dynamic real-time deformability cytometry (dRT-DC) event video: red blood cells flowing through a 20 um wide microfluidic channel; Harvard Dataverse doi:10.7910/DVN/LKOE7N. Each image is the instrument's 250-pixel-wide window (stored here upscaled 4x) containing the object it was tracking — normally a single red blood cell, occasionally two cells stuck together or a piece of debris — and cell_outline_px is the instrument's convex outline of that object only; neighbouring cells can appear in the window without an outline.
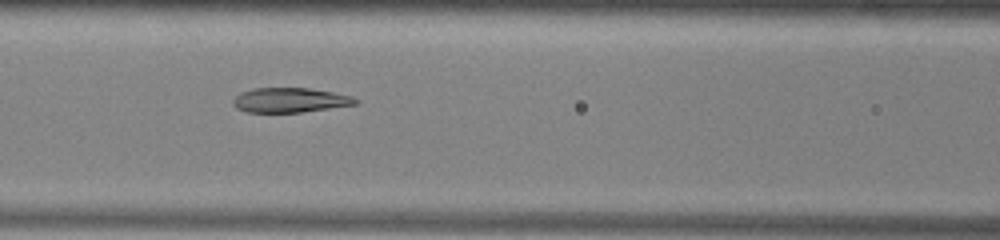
{"species": "common noctule bat (a hibernating species)", "species_latin": "Nyctalus noctula", "temperature_condition": "warm", "stored_images_in_passage": 38, "camera_frame_rate_fps": 3000, "um_per_image_px": 0.085, "animal": {"sex": "male", "body_mass_g": 13.0, "forearm_length_mm": 53.1}, "frame": {"image": 1, "passage_image": 19, "time_ms": 6.0, "image_size_px": [1000, 240], "cell_outline_px": [[360, 100], [356, 104], [300, 112], [244, 112], [236, 108], [232, 104], [232, 100], [240, 92], [252, 88], [308, 88], [332, 92], [352, 96]], "centroid_in_image_um": [24.6, 8.5], "position_along_channel_um": 142.0, "area_um2": 17.57}}
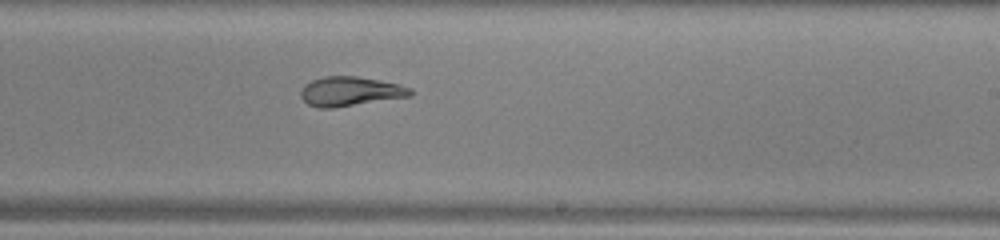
{"frame": {"image": 2, "passage_image": 28, "time_ms": 9.0, "image_size_px": [1000, 240], "cell_outline_px": [[412, 96], [332, 108], [320, 108], [308, 104], [300, 96], [300, 92], [304, 84], [312, 80], [324, 76], [356, 76], [380, 80], [400, 84], [412, 88]], "centroid_in_image_um": [29.78, 7.76], "position_along_channel_um": 259.2, "area_um2": 18.84}}
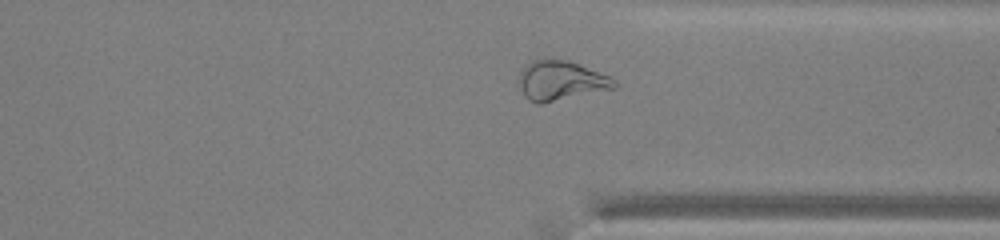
{"frame": {"image": 3, "passage_image": 36, "time_ms": 11.667, "image_size_px": [1000, 240], "cell_outline_px": [[616, 88], [540, 104], [536, 104], [528, 100], [524, 96], [520, 88], [520, 72], [532, 60], [544, 56], [568, 60], [612, 76], [616, 80]], "centroid_in_image_um": [47.68, 6.83], "position_along_channel_um": 363.7, "area_um2": 22.43}, "authors_computed_cell_mechanics": {"area_um2": 19.4497, "velocity_mm_per_s": 3.9209, "shape_relaxation_time_tau1_ms": 8.7132, "shape_relaxation_time_tau2_ms": 2.6234, "deformation_change_tau1": 0.2614, "deformation_change_tau2": 0.0963}}